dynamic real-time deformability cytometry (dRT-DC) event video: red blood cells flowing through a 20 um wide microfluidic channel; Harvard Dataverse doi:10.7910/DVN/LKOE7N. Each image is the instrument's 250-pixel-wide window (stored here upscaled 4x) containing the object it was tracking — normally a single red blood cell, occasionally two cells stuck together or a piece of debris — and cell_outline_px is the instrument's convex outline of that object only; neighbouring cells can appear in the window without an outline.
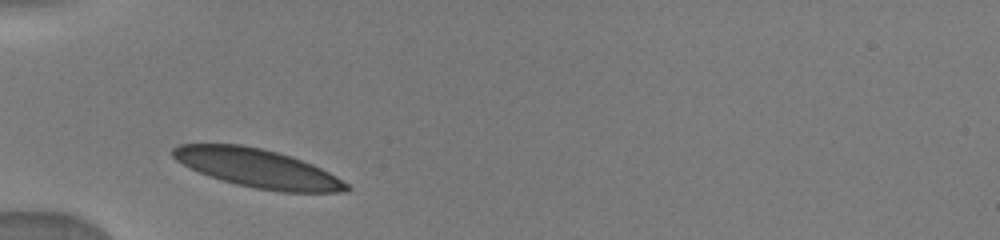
{"species": "human", "species_latin": "Homo sapiens", "temperature_condition": "warm", "stored_images_in_passage": 2, "camera_frame_rate_fps": 3000, "um_per_image_px": 0.085, "donor": {"sex": "male"}, "frame": {"image": 1, "passage_image": 1, "time_ms": 0.0, "image_size_px": [1000, 240], "cell_outline_px": [[352, 188], [348, 192], [280, 192], [256, 188], [236, 184], [208, 176], [176, 160], [172, 156], [172, 148], [180, 144], [240, 144], [260, 148], [276, 152], [312, 164], [336, 176], [348, 184]], "centroid_in_image_um": [21.91, 14.31], "position_along_channel_um": 63.1, "area_um2": 38.61}}
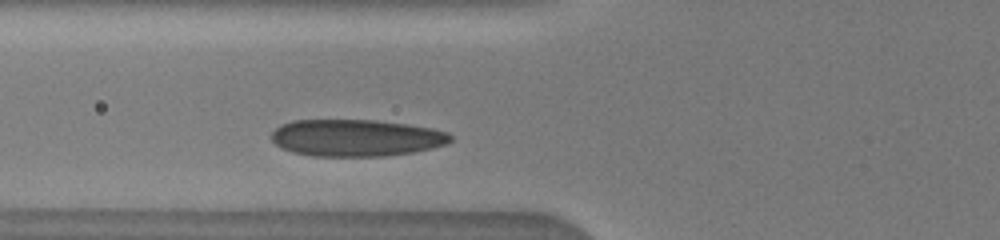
{"frame": {"image": 2, "passage_image": 2, "time_ms": 1.0, "image_size_px": [1000, 240], "cell_outline_px": [[452, 140], [448, 144], [432, 148], [412, 152], [384, 156], [312, 156], [292, 152], [280, 148], [272, 140], [272, 132], [280, 124], [292, 120], [376, 120], [432, 128], [448, 132], [452, 136]], "centroid_in_image_um": [30.26, 11.72], "position_along_channel_um": 95.5, "area_um2": 38.67}}